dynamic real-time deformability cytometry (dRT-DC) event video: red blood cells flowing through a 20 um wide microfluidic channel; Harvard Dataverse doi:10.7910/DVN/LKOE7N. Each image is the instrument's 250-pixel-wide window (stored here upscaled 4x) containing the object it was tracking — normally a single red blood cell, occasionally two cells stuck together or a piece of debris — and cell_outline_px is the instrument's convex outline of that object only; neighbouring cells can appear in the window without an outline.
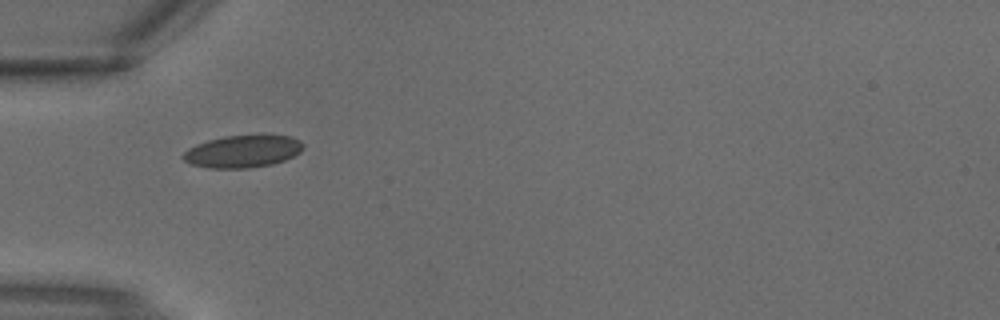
{"species": "common noctule bat (a hibernating species)", "species_latin": "Nyctalus noctula", "temperature_condition": "warm", "stored_images_in_passage": 1, "camera_frame_rate_fps": 3000, "um_per_image_px": 0.085, "animal": {"sex": "male", "body_mass_g": 18.8}, "frame": {"image": 1, "passage_image": 1, "time_ms": 0.0, "image_size_px": [1000, 320], "cell_outline_px": [[304, 148], [300, 152], [284, 160], [272, 164], [248, 168], [208, 168], [192, 164], [184, 160], [180, 156], [188, 148], [196, 144], [208, 140], [224, 136], [292, 136], [300, 140], [304, 144]], "centroid_in_image_um": [20.62, 12.87], "position_along_channel_um": 64.4, "area_um2": 22.48}}